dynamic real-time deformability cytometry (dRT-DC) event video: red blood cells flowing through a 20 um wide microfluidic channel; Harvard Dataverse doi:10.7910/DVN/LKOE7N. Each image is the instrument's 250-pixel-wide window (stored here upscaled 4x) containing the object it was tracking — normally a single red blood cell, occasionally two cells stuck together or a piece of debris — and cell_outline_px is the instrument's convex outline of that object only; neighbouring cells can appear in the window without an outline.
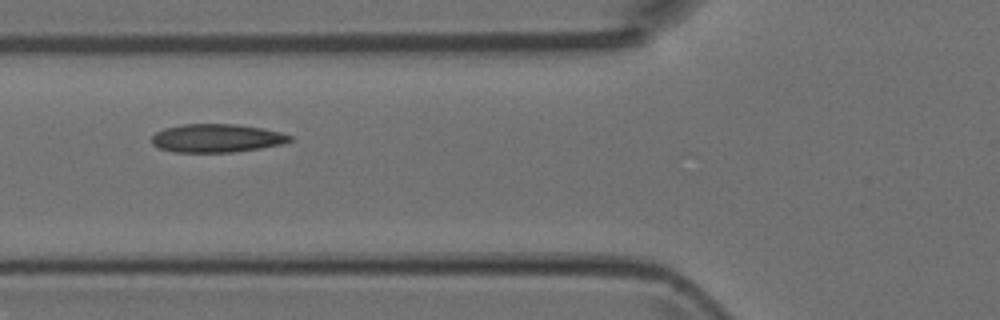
{"species": "Egyptian fruit bat (a non-hibernating species)", "species_latin": "Rousettus aegyptiacus", "temperature_condition": "room temperature", "stored_images_in_passage": 7, "camera_frame_rate_fps": 3000, "um_per_image_px": 0.085, "animal": {"sex": "female"}, "frame": {"image": 1, "passage_image": 5, "time_ms": 1.333, "image_size_px": [1000, 320], "cell_outline_px": [[292, 140], [280, 144], [260, 148], [232, 152], [176, 152], [160, 148], [152, 144], [152, 136], [156, 132], [164, 128], [184, 124], [236, 124], [260, 128], [280, 132], [292, 136]], "centroid_in_image_um": [18.39, 11.74], "position_along_channel_um": 107.4, "area_um2": 22.6}}
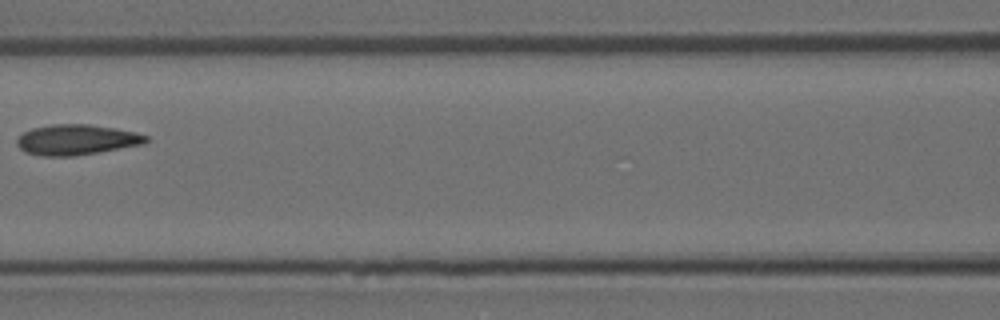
{"frame": {"image": 2, "passage_image": 6, "time_ms": 1.667, "image_size_px": [1000, 320], "cell_outline_px": [[148, 140], [144, 144], [72, 156], [44, 156], [24, 152], [16, 144], [16, 140], [24, 132], [32, 128], [52, 124], [88, 124], [116, 128], [136, 132], [148, 136]], "centroid_in_image_um": [6.49, 11.87], "position_along_channel_um": 160.1, "area_um2": 22.77}}
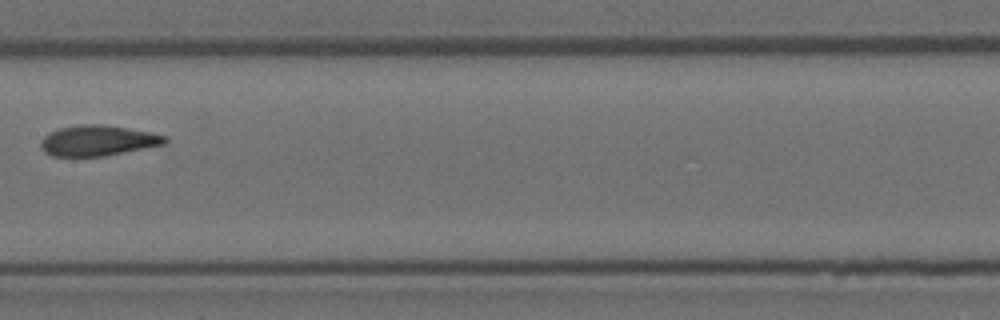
{"frame": {"image": 3, "passage_image": 7, "time_ms": 2.0, "image_size_px": [1000, 320], "cell_outline_px": [[168, 140], [164, 144], [104, 156], [52, 156], [44, 152], [40, 148], [40, 140], [48, 132], [60, 128], [80, 124], [100, 124], [128, 128], [168, 136]], "centroid_in_image_um": [8.27, 11.95], "position_along_channel_um": 199.1, "area_um2": 22.08}}